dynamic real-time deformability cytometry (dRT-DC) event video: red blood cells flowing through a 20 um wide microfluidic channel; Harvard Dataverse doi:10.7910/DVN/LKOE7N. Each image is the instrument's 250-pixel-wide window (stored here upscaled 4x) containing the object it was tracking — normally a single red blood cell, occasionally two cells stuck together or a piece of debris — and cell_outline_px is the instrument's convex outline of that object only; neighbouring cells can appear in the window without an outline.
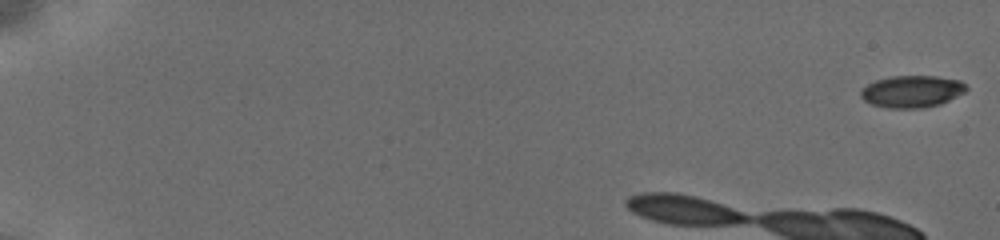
{"species": "common noctule bat (a hibernating species)", "species_latin": "Nyctalus noctula", "temperature_condition": "cold", "stored_images_in_passage": 13, "camera_frame_rate_fps": 3000, "um_per_image_px": 0.085, "animal": {"sex": "female", "body_mass_g": 19.5, "forearm_length_mm": 54.1}, "frame": {"image": 1, "passage_image": 1, "time_ms": 0.0, "image_size_px": [1000, 240], "cell_outline_px": [[968, 88], [964, 92], [940, 104], [920, 108], [892, 108], [872, 104], [864, 100], [860, 92], [868, 84], [876, 80], [892, 76], [932, 76], [956, 80], [964, 84]], "centroid_in_image_um": [77.5, 7.77], "position_along_channel_um": 7.5, "area_um2": 19.19}}